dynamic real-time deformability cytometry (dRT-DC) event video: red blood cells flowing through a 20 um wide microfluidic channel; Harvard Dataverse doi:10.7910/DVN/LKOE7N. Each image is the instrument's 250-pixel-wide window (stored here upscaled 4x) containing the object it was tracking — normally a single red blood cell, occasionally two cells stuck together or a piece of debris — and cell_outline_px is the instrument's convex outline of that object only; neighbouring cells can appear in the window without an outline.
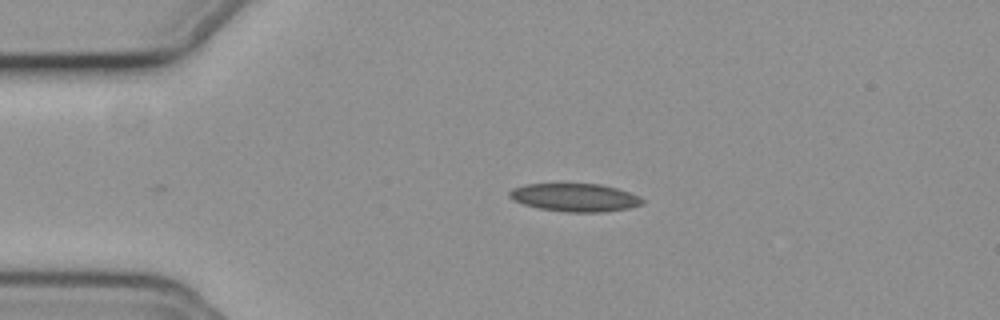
{"species": "common noctule bat (a hibernating species)", "species_latin": "Nyctalus noctula", "temperature_condition": "cold", "stored_images_in_passage": 32, "camera_frame_rate_fps": 3000, "um_per_image_px": 0.085, "animal": {"sex": "female", "body_mass_g": 19.3, "forearm_length_mm": 54.1}, "frame": {"image": 1, "passage_image": 1, "time_ms": 0.0, "image_size_px": [1000, 320], "cell_outline_px": [[644, 204], [628, 208], [604, 212], [568, 212], [540, 208], [524, 204], [508, 196], [508, 192], [512, 188], [524, 184], [600, 184], [616, 188], [640, 196], [644, 200]], "centroid_in_image_um": [48.89, 16.78], "position_along_channel_um": 36.1, "area_um2": 21.62}}
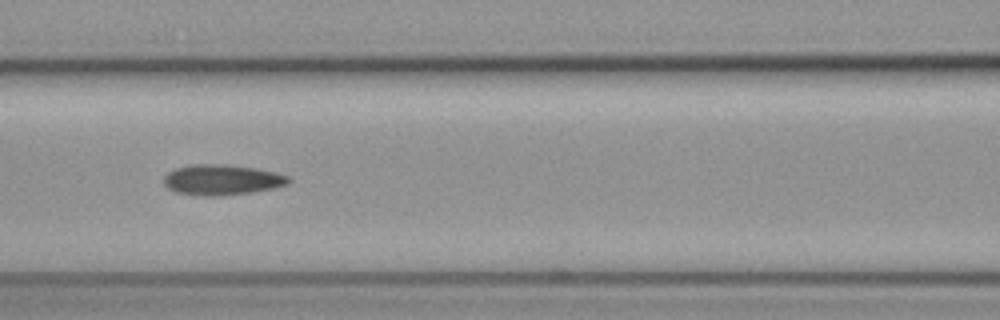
{"frame": {"image": 2, "passage_image": 13, "time_ms": 4.0, "image_size_px": [1000, 320], "cell_outline_px": [[292, 180], [288, 184], [272, 188], [248, 192], [216, 196], [204, 196], [176, 192], [168, 188], [164, 184], [164, 176], [168, 172], [176, 168], [192, 164], [224, 164], [256, 168], [276, 172], [288, 176]], "centroid_in_image_um": [18.86, 15.27], "position_along_channel_um": 147.7, "area_um2": 22.02}}
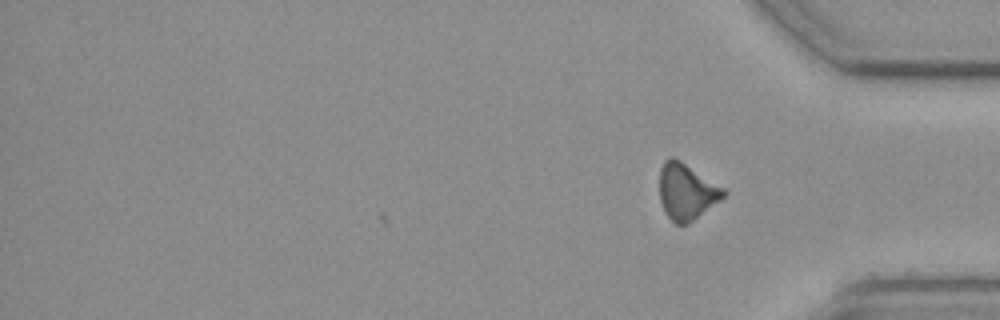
{"frame": {"image": 3, "passage_image": 32, "time_ms": 10.333, "image_size_px": [1000, 320], "cell_outline_px": [[728, 192], [720, 200], [688, 224], [676, 224], [664, 212], [660, 200], [660, 168], [664, 160], [672, 156], [680, 160], [724, 188]], "centroid_in_image_um": [58.34, 16.28], "position_along_channel_um": 376.9, "area_um2": 20.81}}